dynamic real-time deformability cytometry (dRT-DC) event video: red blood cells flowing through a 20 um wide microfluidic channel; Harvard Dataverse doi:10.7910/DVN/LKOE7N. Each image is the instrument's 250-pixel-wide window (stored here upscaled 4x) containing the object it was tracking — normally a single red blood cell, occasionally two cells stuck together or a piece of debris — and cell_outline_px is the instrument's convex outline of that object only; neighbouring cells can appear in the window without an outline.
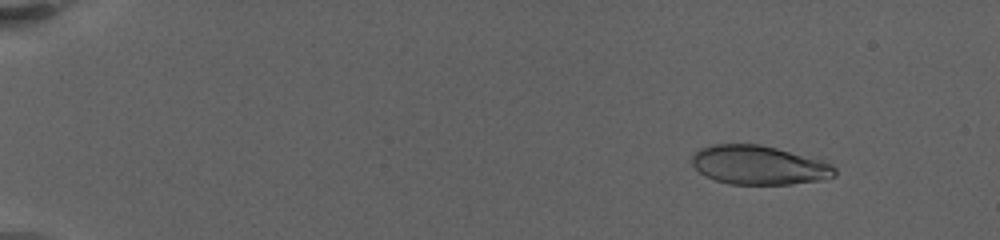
{"species": "human", "species_latin": "Homo sapiens", "temperature_condition": "warm", "stored_images_in_passage": 54, "camera_frame_rate_fps": 3000, "um_per_image_px": 0.085, "donor": {"sex": "female"}, "frame": {"image": 1, "passage_image": 6, "time_ms": 2.667, "image_size_px": [1000, 240], "cell_outline_px": [[836, 176], [824, 180], [792, 184], [728, 184], [704, 176], [692, 164], [692, 156], [700, 148], [712, 144], [760, 144], [824, 160], [832, 164], [836, 168]], "centroid_in_image_um": [64.54, 14.04], "position_along_channel_um": 20.5, "area_um2": 32.71}}
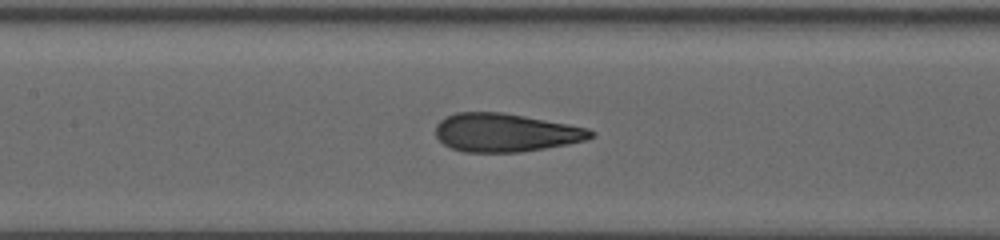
{"frame": {"image": 2, "passage_image": 24, "time_ms": 11.333, "image_size_px": [1000, 240], "cell_outline_px": [[596, 136], [584, 140], [568, 144], [520, 152], [464, 152], [452, 148], [444, 144], [436, 136], [436, 124], [444, 116], [456, 112], [504, 112], [568, 124], [588, 128], [596, 132]], "centroid_in_image_um": [42.97, 11.26], "position_along_channel_um": 164.4, "area_um2": 34.8}}
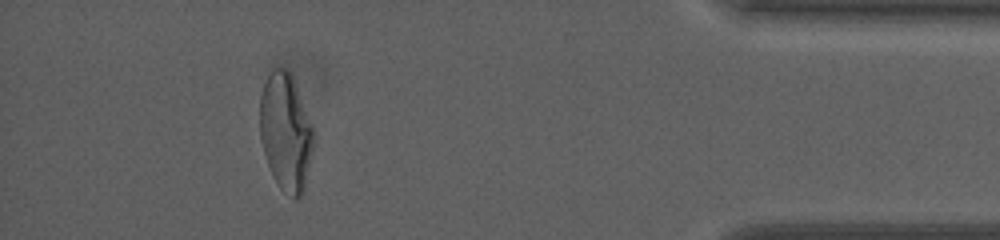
{"frame": {"image": 3, "passage_image": 46, "time_ms": 20.333, "image_size_px": [1000, 240], "cell_outline_px": [[316, 140], [304, 192], [300, 196], [292, 196], [284, 192], [280, 188], [272, 176], [264, 152], [260, 136], [260, 96], [264, 84], [272, 68], [288, 68], [292, 76], [316, 132]], "centroid_in_image_um": [24.33, 11.23], "position_along_channel_um": 410.9, "area_um2": 37.22}, "authors_computed_cell_mechanics": {"area_um2": 34.7667, "velocity_mm_per_s": 3.2166, "shape_relaxation_time_tau1_ms": 8.185, "shape_relaxation_time_tau2_ms": null, "deformation_change_tau1": 0.2542, "deformation_change_tau2": null}}